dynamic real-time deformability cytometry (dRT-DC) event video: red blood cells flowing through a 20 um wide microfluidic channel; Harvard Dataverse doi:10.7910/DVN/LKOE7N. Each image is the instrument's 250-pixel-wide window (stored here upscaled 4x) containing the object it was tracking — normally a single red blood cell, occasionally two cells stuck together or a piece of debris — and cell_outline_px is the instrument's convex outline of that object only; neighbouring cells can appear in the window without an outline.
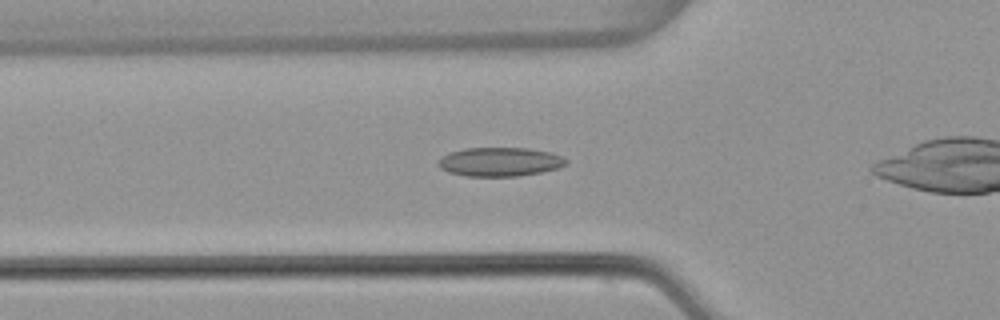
{"species": "common noctule bat (a hibernating species)", "species_latin": "Nyctalus noctula", "temperature_condition": "warm", "stored_images_in_passage": 32, "camera_frame_rate_fps": 3000, "um_per_image_px": 0.085, "animal": {"sex": "female", "body_mass_g": 22.7, "forearm_length_mm": 54.2}, "frame": {"image": 1, "passage_image": 7, "time_ms": 2.0, "image_size_px": [1000, 320], "cell_outline_px": [[568, 164], [560, 168], [540, 172], [516, 176], [464, 176], [448, 172], [440, 168], [436, 164], [436, 160], [440, 156], [448, 152], [464, 148], [528, 148], [552, 152], [564, 156], [568, 160]], "centroid_in_image_um": [42.47, 13.75], "position_along_channel_um": 83.3, "area_um2": 22.02}}
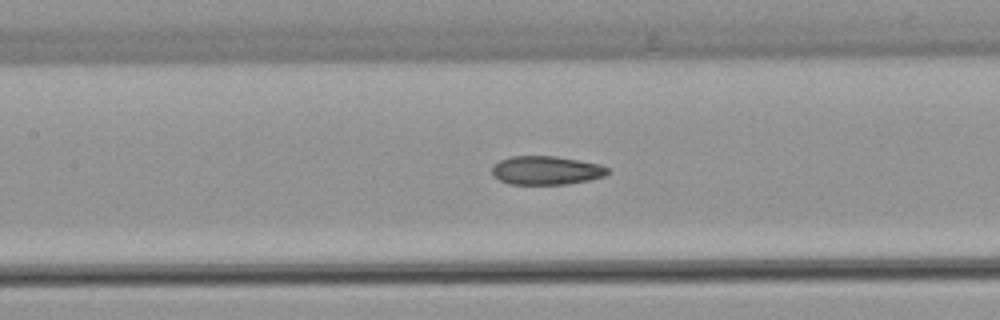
{"frame": {"image": 2, "passage_image": 13, "time_ms": 4.0, "image_size_px": [1000, 320], "cell_outline_px": [[608, 172], [604, 176], [588, 180], [568, 184], [508, 184], [492, 176], [492, 168], [500, 160], [512, 156], [556, 156], [580, 160], [600, 164], [608, 168]], "centroid_in_image_um": [46.42, 14.48], "position_along_channel_um": 161.0, "area_um2": 19.31}}
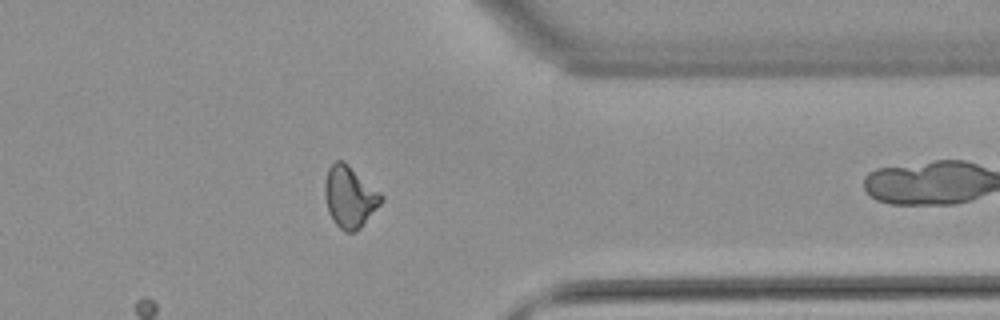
{"frame": {"image": 3, "passage_image": 31, "time_ms": 10.0, "image_size_px": [1000, 320], "cell_outline_px": [[384, 200], [360, 228], [356, 232], [344, 232], [332, 220], [328, 212], [324, 196], [324, 184], [328, 168], [336, 160], [344, 160], [380, 192], [384, 196]], "centroid_in_image_um": [29.71, 16.73], "position_along_channel_um": 381.7, "area_um2": 20.4}}